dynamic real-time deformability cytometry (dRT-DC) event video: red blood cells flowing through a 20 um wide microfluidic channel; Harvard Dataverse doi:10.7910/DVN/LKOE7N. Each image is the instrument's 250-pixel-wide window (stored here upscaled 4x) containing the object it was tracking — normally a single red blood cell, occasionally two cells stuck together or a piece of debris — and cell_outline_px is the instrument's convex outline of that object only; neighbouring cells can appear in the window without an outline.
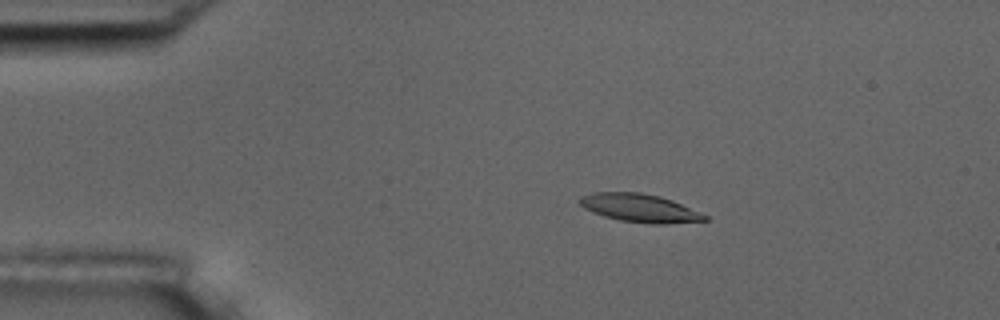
{"species": "common noctule bat (a hibernating species)", "species_latin": "Nyctalus noctula", "temperature_condition": "room temperature", "stored_images_in_passage": 6, "camera_frame_rate_fps": 3000, "um_per_image_px": 0.085, "animal": {"sex": "male", "body_mass_g": 17.5, "forearm_length_mm": 52.3}, "frame": {"image": 1, "passage_image": 3, "time_ms": 2.333, "image_size_px": [1000, 320], "cell_outline_px": [[708, 220], [664, 224], [652, 224], [620, 220], [604, 216], [592, 212], [584, 208], [576, 200], [580, 196], [592, 192], [640, 192], [660, 196], [672, 200], [708, 216]], "centroid_in_image_um": [54.33, 17.67], "position_along_channel_um": 30.7, "area_um2": 20.58}}
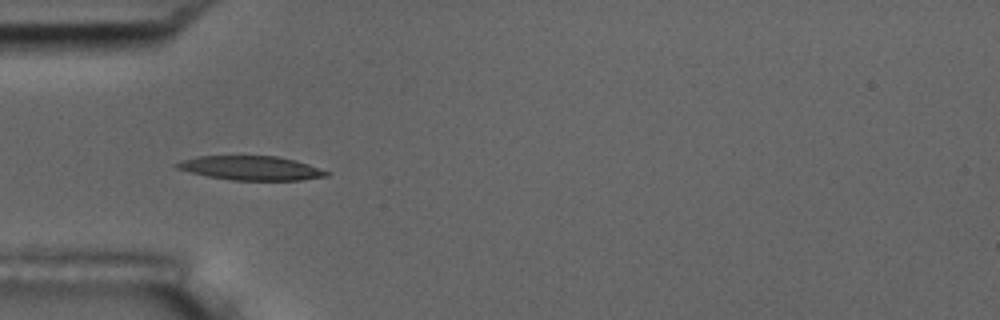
{"frame": {"image": 2, "passage_image": 5, "time_ms": 4.667, "image_size_px": [1000, 320], "cell_outline_px": [[328, 176], [300, 180], [232, 180], [208, 176], [176, 168], [172, 164], [180, 160], [196, 156], [276, 156], [296, 160], [308, 164], [328, 172]], "centroid_in_image_um": [21.29, 14.28], "position_along_channel_um": 63.7, "area_um2": 20.92}}